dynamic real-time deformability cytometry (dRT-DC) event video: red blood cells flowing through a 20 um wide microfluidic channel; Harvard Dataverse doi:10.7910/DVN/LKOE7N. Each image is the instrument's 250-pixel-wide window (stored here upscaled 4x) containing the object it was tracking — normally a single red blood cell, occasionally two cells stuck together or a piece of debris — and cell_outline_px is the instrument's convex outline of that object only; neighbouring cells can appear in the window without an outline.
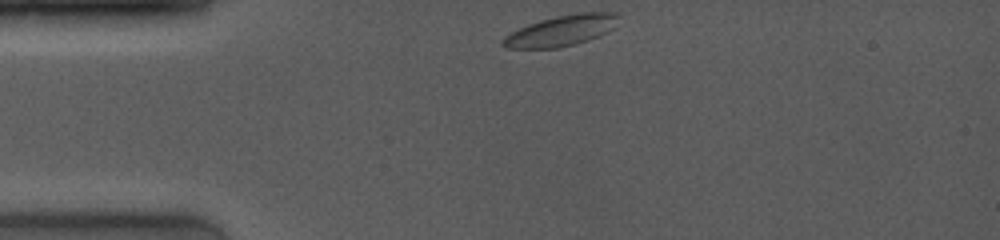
{"species": "common noctule bat (a hibernating species)", "species_latin": "Nyctalus noctula", "temperature_condition": "room temperature", "stored_images_in_passage": 35, "camera_frame_rate_fps": 4000, "um_per_image_px": 0.085, "animal": {"sex": "female", "body_mass_g": 19.0, "forearm_length_mm": 53.3}, "frame": {"image": 1, "passage_image": 1, "time_ms": 0.0, "image_size_px": [1000, 240], "cell_outline_px": [[620, 16], [612, 28], [588, 40], [576, 44], [556, 48], [504, 48], [500, 44], [500, 40], [504, 36], [528, 24], [540, 20], [556, 16], [576, 12], [620, 12]], "centroid_in_image_um": [47.68, 2.59], "position_along_channel_um": 37.3, "area_um2": 20.69}}
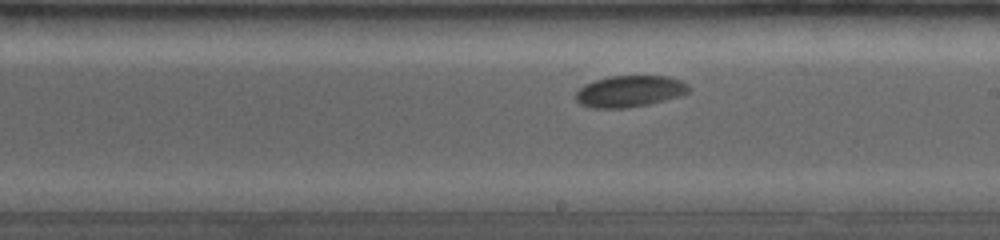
{"frame": {"image": 2, "passage_image": 19, "time_ms": 6.0, "image_size_px": [1000, 240], "cell_outline_px": [[692, 88], [688, 92], [680, 96], [648, 104], [624, 108], [592, 108], [580, 104], [576, 100], [576, 92], [584, 84], [608, 76], [668, 76], [680, 80], [688, 84]], "centroid_in_image_um": [53.53, 7.75], "position_along_channel_um": 235.5, "area_um2": 20.75}}
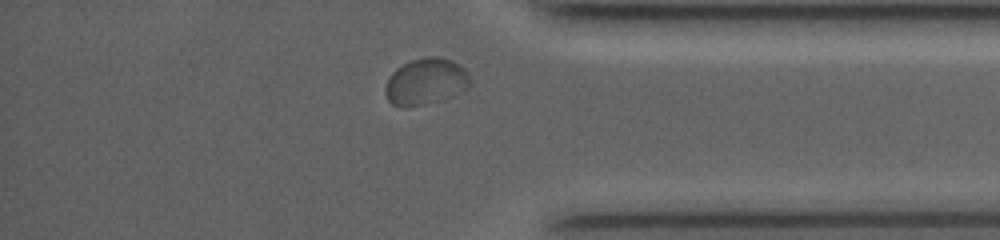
{"frame": {"image": 3, "passage_image": 32, "time_ms": 10.25, "image_size_px": [1000, 240], "cell_outline_px": [[472, 84], [468, 88], [444, 100], [408, 108], [400, 108], [392, 104], [388, 100], [384, 92], [384, 88], [388, 76], [396, 68], [412, 60], [424, 56], [440, 56], [452, 60], [460, 64], [464, 68], [472, 80]], "centroid_in_image_um": [36.19, 6.95], "position_along_channel_um": 399.0, "area_um2": 23.7}, "authors_computed_cell_mechanics": {"area_um2": 20.519, "velocity_mm_per_s": 3.8886, "shape_relaxation_time_tau1_ms": 10.2684, "shape_relaxation_time_tau2_ms": null, "deformation_change_tau1": 0.1198, "deformation_change_tau2": null}}